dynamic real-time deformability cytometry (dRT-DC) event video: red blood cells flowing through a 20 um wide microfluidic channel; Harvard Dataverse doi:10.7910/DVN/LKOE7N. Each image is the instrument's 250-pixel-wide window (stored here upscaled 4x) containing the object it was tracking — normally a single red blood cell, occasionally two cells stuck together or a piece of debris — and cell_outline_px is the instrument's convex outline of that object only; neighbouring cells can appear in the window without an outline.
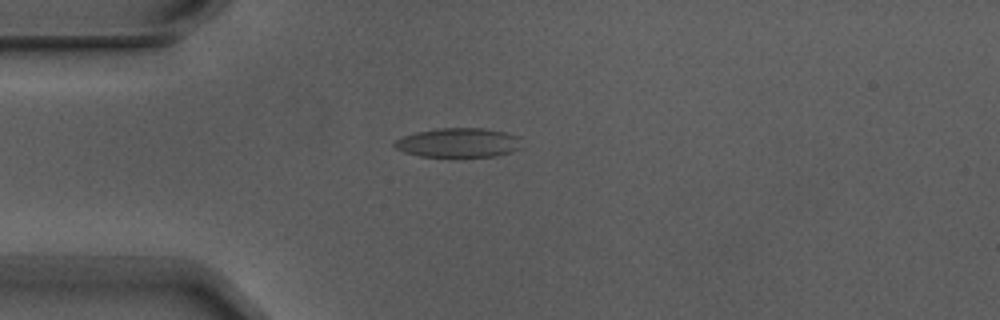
{"species": "Egyptian fruit bat (a non-hibernating species)", "species_latin": "Rousettus aegyptiacus", "temperature_condition": "warm", "stored_images_in_passage": 7, "camera_frame_rate_fps": 3000, "um_per_image_px": 0.085, "animal": {"sex": "male"}, "frame": {"image": 1, "passage_image": 2, "time_ms": 0.333, "image_size_px": [1000, 320], "cell_outline_px": [[520, 148], [512, 152], [496, 156], [420, 156], [404, 152], [396, 148], [392, 144], [396, 140], [404, 136], [416, 132], [440, 128], [484, 128], [504, 132], [520, 136]], "centroid_in_image_um": [38.99, 12.12], "position_along_channel_um": 46.0, "area_um2": 21.62}}
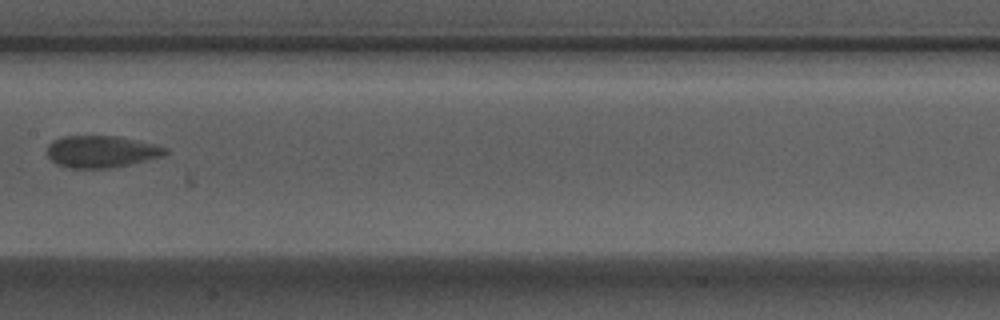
{"frame": {"image": 2, "passage_image": 6, "time_ms": 1.667, "image_size_px": [1000, 320], "cell_outline_px": [[168, 152], [164, 156], [132, 164], [108, 168], [68, 168], [56, 164], [48, 156], [48, 144], [52, 140], [64, 136], [116, 136], [136, 140], [168, 148]], "centroid_in_image_um": [8.61, 12.89], "position_along_channel_um": 198.8, "area_um2": 22.02}}
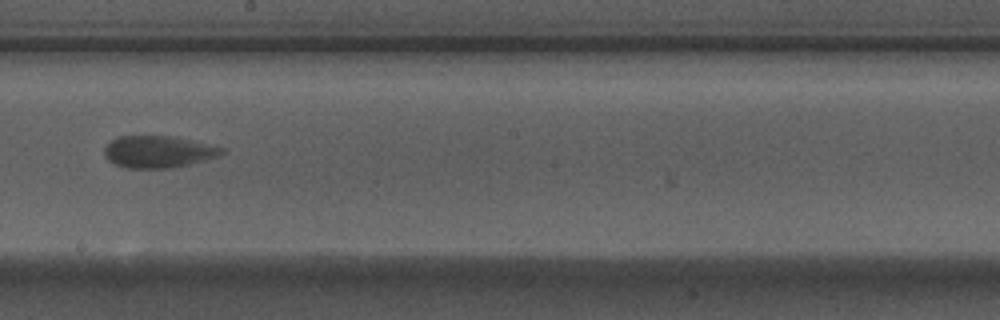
{"frame": {"image": 3, "passage_image": 7, "time_ms": 2.0, "image_size_px": [1000, 320], "cell_outline_px": [[224, 152], [220, 156], [188, 164], [168, 168], [128, 168], [116, 164], [108, 160], [104, 156], [104, 148], [112, 140], [120, 136], [172, 136], [192, 140], [224, 148]], "centroid_in_image_um": [13.45, 12.89], "position_along_channel_um": 234.8, "area_um2": 21.68}}